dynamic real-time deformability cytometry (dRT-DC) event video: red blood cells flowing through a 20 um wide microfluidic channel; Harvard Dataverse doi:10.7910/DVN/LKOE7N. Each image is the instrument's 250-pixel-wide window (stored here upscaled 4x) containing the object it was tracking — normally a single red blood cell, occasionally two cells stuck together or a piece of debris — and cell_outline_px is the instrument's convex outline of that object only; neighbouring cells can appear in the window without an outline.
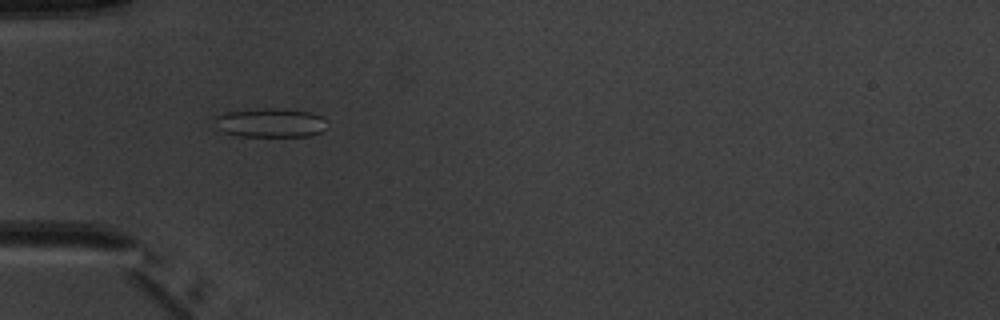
{"species": "common noctule bat (a hibernating species)", "species_latin": "Nyctalus noctula", "temperature_condition": "warm", "stored_images_in_passage": 2, "camera_frame_rate_fps": 3000, "um_per_image_px": 0.085, "animal": {"sex": "male", "body_mass_g": 20.1, "forearm_length_mm": 53.5}, "frame": {"image": 1, "passage_image": 1, "time_ms": 0.0, "image_size_px": [1000, 320], "cell_outline_px": [[324, 128], [320, 132], [312, 136], [240, 136], [224, 132], [212, 120], [216, 116], [228, 112], [264, 108], [272, 108], [312, 112], [320, 116], [324, 120]], "centroid_in_image_um": [22.97, 10.44], "position_along_channel_um": 62.0, "area_um2": 18.73}}
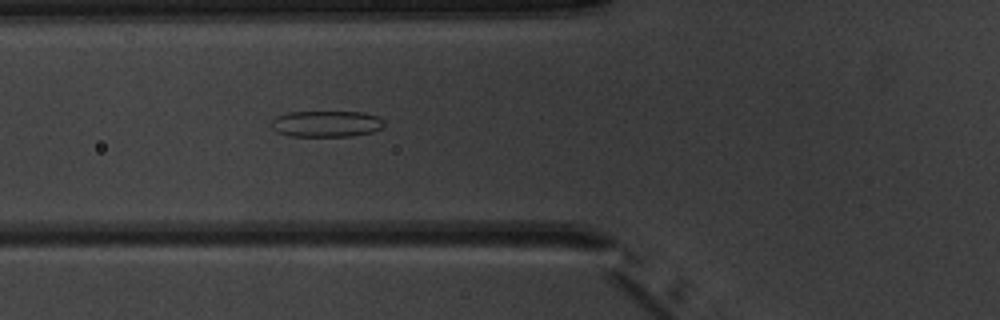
{"frame": {"image": 2, "passage_image": 2, "time_ms": 1.0, "image_size_px": [1000, 320], "cell_outline_px": [[384, 128], [372, 132], [352, 136], [288, 136], [276, 132], [272, 128], [272, 120], [276, 116], [288, 112], [364, 112], [376, 116], [384, 120]], "centroid_in_image_um": [27.75, 10.53], "position_along_channel_um": 98.1, "area_um2": 17.4}}